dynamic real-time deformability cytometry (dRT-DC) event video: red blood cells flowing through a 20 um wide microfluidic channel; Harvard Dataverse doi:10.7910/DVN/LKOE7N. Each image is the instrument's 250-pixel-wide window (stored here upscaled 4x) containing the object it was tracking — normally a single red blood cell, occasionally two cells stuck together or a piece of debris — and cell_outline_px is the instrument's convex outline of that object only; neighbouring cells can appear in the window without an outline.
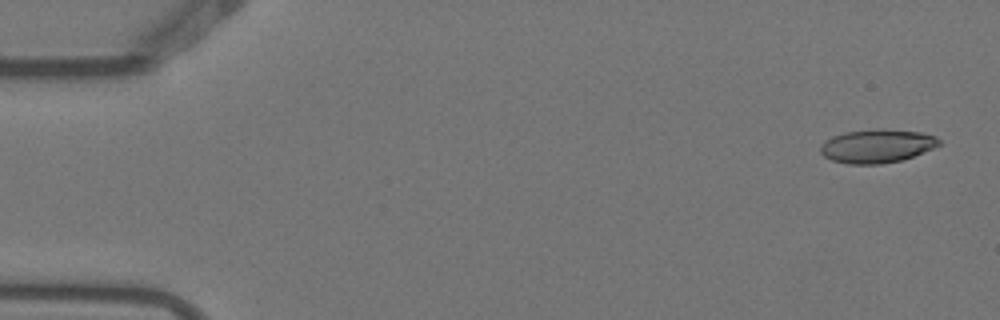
{"species": "Egyptian fruit bat (a non-hibernating species)", "species_latin": "Rousettus aegyptiacus", "temperature_condition": "warm", "stored_images_in_passage": 4, "camera_frame_rate_fps": 3000, "um_per_image_px": 0.085, "animal": {"sex": "female"}, "frame": {"image": 1, "passage_image": 1, "time_ms": 0.0, "image_size_px": [1000, 320], "cell_outline_px": [[940, 144], [932, 148], [912, 156], [900, 160], [880, 164], [848, 164], [832, 160], [824, 156], [820, 152], [820, 148], [824, 140], [832, 136], [844, 132], [880, 128], [884, 128], [920, 132], [936, 136], [940, 140]], "centroid_in_image_um": [74.51, 12.4], "position_along_channel_um": 10.5, "area_um2": 23.18}}